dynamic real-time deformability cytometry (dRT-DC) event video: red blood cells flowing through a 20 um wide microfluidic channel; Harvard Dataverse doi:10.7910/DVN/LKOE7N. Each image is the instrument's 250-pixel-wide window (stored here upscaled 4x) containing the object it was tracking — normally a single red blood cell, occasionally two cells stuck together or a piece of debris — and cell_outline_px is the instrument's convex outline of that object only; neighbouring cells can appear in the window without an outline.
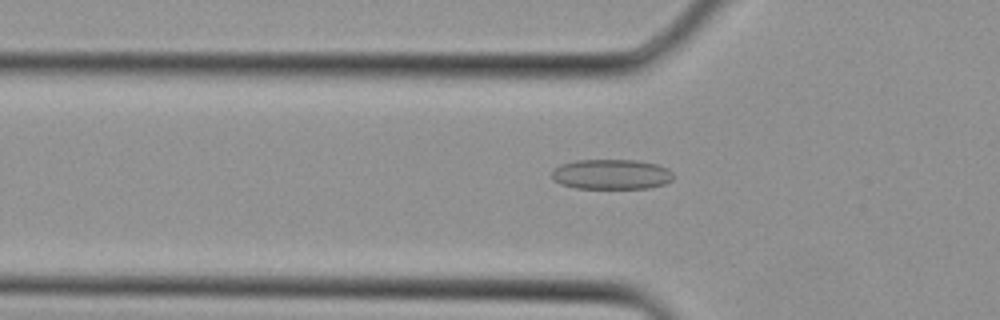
{"species": "Egyptian fruit bat (a non-hibernating species)", "species_latin": "Rousettus aegyptiacus", "temperature_condition": "cold", "stored_images_in_passage": 4, "camera_frame_rate_fps": 3000, "um_per_image_px": 0.085, "animal": {"sex": "female"}, "frame": {"image": 1, "passage_image": 4, "time_ms": 1.0, "image_size_px": [1000, 320], "cell_outline_px": [[676, 176], [672, 180], [664, 184], [648, 188], [576, 188], [560, 184], [552, 180], [552, 172], [560, 164], [576, 160], [636, 160], [660, 164], [668, 168]], "centroid_in_image_um": [52.0, 14.81], "position_along_channel_um": 73.8, "area_um2": 21.56}}